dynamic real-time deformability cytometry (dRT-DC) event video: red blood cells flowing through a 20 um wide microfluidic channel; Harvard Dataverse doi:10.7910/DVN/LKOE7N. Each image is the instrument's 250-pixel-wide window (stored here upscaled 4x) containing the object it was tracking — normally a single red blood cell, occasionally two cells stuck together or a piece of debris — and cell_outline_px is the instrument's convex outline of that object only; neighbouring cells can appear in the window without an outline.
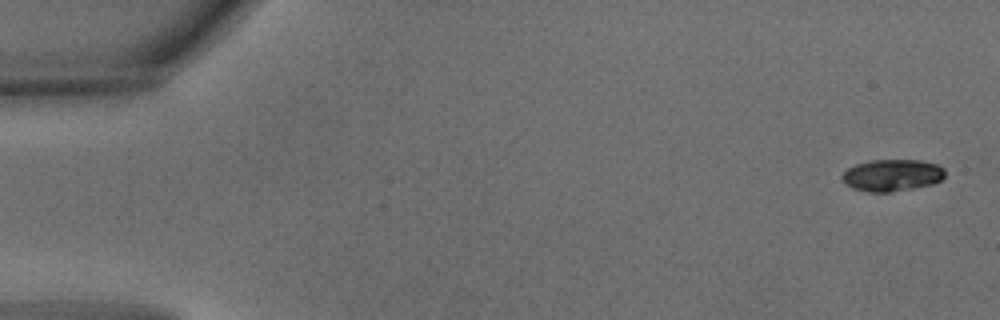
{"species": "common noctule bat (a hibernating species)", "species_latin": "Nyctalus noctula", "temperature_condition": "warm", "stored_images_in_passage": 5, "segment_of_instrument_passage": [1, 2], "camera_frame_rate_fps": 3000, "um_per_image_px": 0.085, "animal": {"sex": "male", "body_mass_g": 15.6}, "frame": {"image": 1, "passage_image": 1, "time_ms": 0.0, "image_size_px": [1000, 320], "cell_outline_px": [[944, 176], [940, 180], [932, 184], [892, 192], [868, 192], [852, 188], [844, 184], [840, 180], [840, 176], [848, 168], [856, 164], [872, 160], [920, 160], [936, 164], [944, 168]], "centroid_in_image_um": [75.78, 14.9], "position_along_channel_um": 9.2, "area_um2": 19.19}}
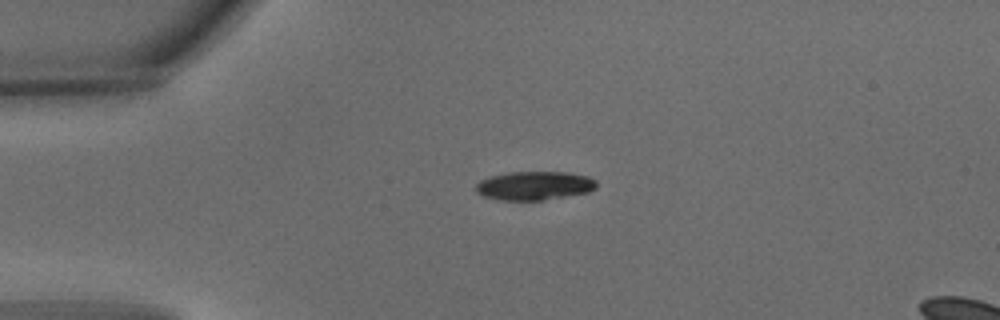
{"frame": {"image": 2, "passage_image": 4, "time_ms": 1.0, "image_size_px": [1000, 320], "cell_outline_px": [[596, 188], [588, 192], [544, 200], [500, 200], [484, 196], [476, 192], [476, 184], [480, 180], [488, 176], [508, 172], [568, 172], [588, 176], [596, 180]], "centroid_in_image_um": [45.41, 15.77], "position_along_channel_um": 39.6, "area_um2": 20.29}}